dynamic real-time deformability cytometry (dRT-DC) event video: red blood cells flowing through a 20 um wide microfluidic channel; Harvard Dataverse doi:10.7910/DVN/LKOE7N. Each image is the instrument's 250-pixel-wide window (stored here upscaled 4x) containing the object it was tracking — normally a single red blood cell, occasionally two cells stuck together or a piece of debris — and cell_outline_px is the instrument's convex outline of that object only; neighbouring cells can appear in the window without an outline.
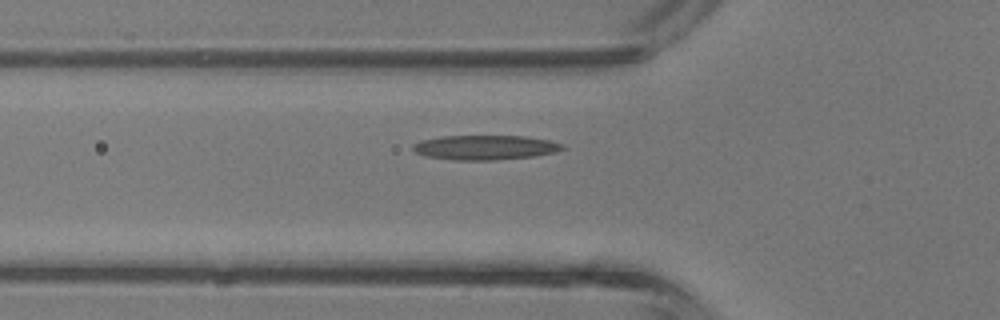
{"species": "common noctule bat (a hibernating species)", "species_latin": "Nyctalus noctula", "temperature_condition": "room temperature", "stored_images_in_passage": 34, "camera_frame_rate_fps": 3000, "um_per_image_px": 0.085, "animal": {"sex": "male", "body_mass_g": 13.3}, "frame": {"image": 1, "passage_image": 9, "time_ms": 2.667, "image_size_px": [1000, 320], "cell_outline_px": [[564, 148], [556, 152], [536, 156], [492, 160], [452, 160], [424, 156], [416, 152], [412, 148], [412, 144], [420, 140], [440, 136], [528, 136], [548, 140], [564, 144]], "centroid_in_image_um": [41.22, 12.53], "position_along_channel_um": 84.6, "area_um2": 21.62}}
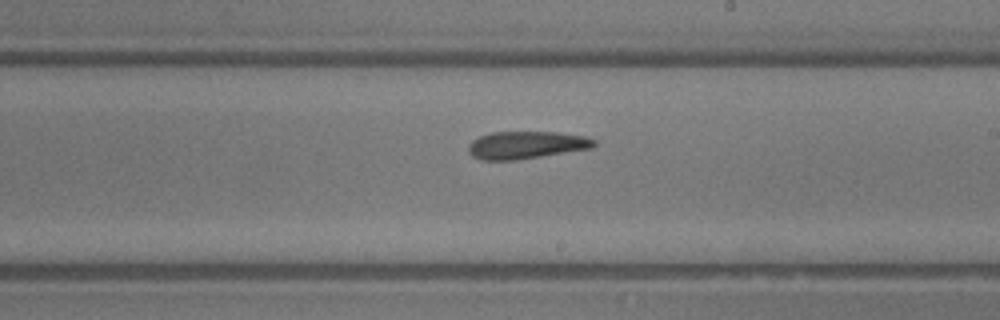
{"frame": {"image": 2, "passage_image": 19, "time_ms": 6.0, "image_size_px": [1000, 320], "cell_outline_px": [[596, 144], [592, 148], [540, 156], [512, 160], [480, 160], [472, 156], [468, 152], [468, 144], [472, 140], [480, 136], [492, 132], [556, 132], [584, 136], [596, 140]], "centroid_in_image_um": [44.69, 12.32], "position_along_channel_um": 244.3, "area_um2": 20.06}}
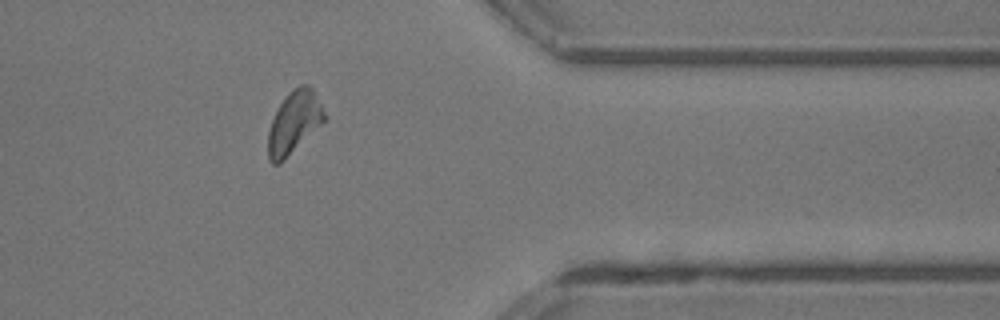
{"frame": {"image": 3, "passage_image": 29, "time_ms": 9.333, "image_size_px": [1000, 320], "cell_outline_px": [[324, 120], [280, 164], [272, 164], [268, 160], [268, 132], [272, 120], [280, 104], [288, 92], [292, 88], [300, 84], [308, 84], [312, 88], [324, 112]], "centroid_in_image_um": [24.95, 10.4], "position_along_channel_um": 386.4, "area_um2": 19.94}}